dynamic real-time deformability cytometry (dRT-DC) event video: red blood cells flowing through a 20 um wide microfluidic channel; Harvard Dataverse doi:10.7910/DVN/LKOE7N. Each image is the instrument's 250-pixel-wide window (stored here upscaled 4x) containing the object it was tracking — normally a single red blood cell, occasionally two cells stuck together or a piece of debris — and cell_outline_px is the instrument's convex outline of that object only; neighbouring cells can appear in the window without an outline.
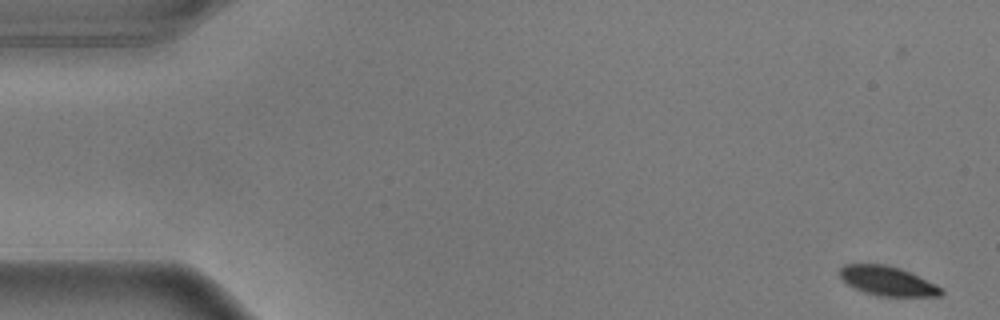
{"species": "common noctule bat (a hibernating species)", "species_latin": "Nyctalus noctula", "temperature_condition": "warm", "stored_images_in_passage": 57, "camera_frame_rate_fps": 3000, "um_per_image_px": 0.085, "animal": {"sex": "male", "body_mass_g": 17.9}, "frame": {"image": 1, "passage_image": 1, "time_ms": 0.0, "image_size_px": [1000, 320], "cell_outline_px": [[944, 292], [940, 296], [876, 296], [852, 288], [840, 276], [840, 268], [844, 264], [888, 264], [900, 268], [936, 284], [944, 288]], "centroid_in_image_um": [75.45, 23.89], "position_along_channel_um": 9.6, "area_um2": 17.46}}
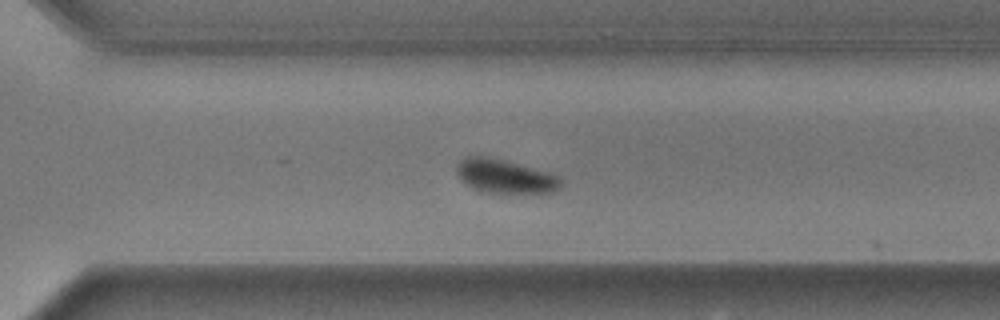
{"frame": {"image": 2, "passage_image": 39, "time_ms": 12.667, "image_size_px": [1000, 320], "cell_outline_px": [[560, 188], [552, 192], [484, 192], [472, 188], [464, 184], [460, 180], [456, 172], [456, 164], [460, 160], [468, 156], [488, 156], [504, 160], [548, 172], [560, 176]], "centroid_in_image_um": [42.86, 14.97], "position_along_channel_um": 327.7, "area_um2": 20.4}}
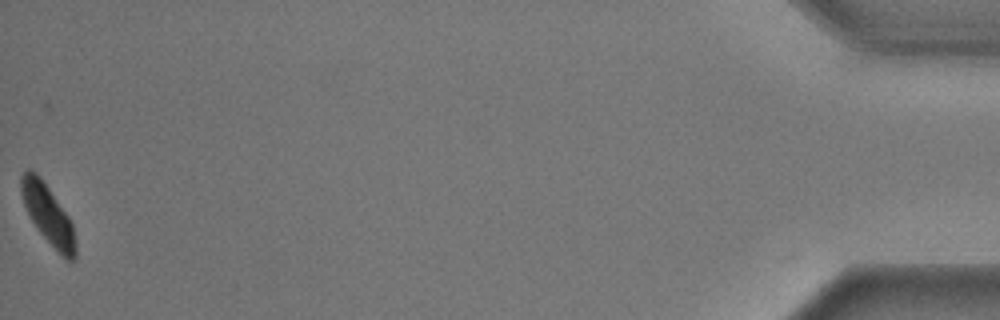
{"frame": {"image": 3, "passage_image": 56, "time_ms": 18.333, "image_size_px": [1000, 320], "cell_outline_px": [[76, 256], [72, 260], [68, 260], [40, 232], [32, 220], [24, 204], [20, 192], [20, 176], [28, 168], [36, 172], [40, 176], [68, 216], [72, 224], [76, 244]], "centroid_in_image_um": [4.06, 18.16], "position_along_channel_um": 431.1, "area_um2": 18.21}, "authors_computed_cell_mechanics": {"area_um2": 20.4034, "velocity_mm_per_s": 3.5675, "shape_relaxation_time_tau1_ms": 1.9096, "shape_relaxation_time_tau2_ms": null, "deformation_change_tau1": 0.1255, "deformation_change_tau2": null}}